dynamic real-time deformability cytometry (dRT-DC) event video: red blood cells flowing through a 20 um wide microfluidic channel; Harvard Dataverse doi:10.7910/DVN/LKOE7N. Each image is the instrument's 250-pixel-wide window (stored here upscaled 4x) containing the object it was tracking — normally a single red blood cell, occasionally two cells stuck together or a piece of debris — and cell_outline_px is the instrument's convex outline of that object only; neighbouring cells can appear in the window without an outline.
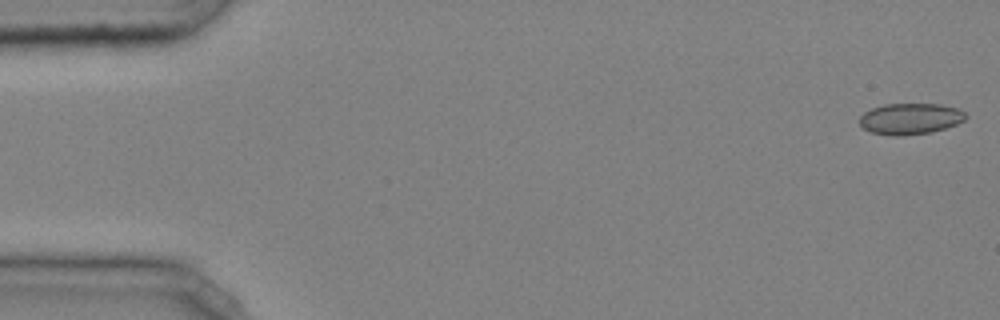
{"species": "common noctule bat (a hibernating species)", "species_latin": "Nyctalus noctula", "temperature_condition": "cold", "stored_images_in_passage": 45, "camera_frame_rate_fps": 3000, "um_per_image_px": 0.085, "animal": {"sex": "male", "body_mass_g": 20.4}, "frame": {"image": 1, "passage_image": 1, "time_ms": 0.0, "image_size_px": [1000, 320], "cell_outline_px": [[968, 116], [964, 120], [956, 124], [932, 132], [904, 136], [892, 136], [872, 132], [864, 128], [860, 124], [860, 116], [864, 112], [872, 108], [884, 104], [940, 104], [960, 108]], "centroid_in_image_um": [77.39, 10.09], "position_along_channel_um": 7.6, "area_um2": 19.36}}
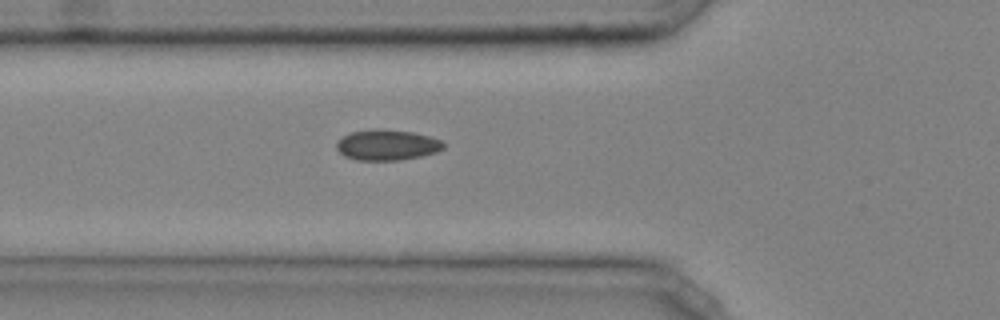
{"frame": {"image": 2, "passage_image": 17, "time_ms": 5.333, "image_size_px": [1000, 320], "cell_outline_px": [[444, 148], [436, 152], [420, 156], [400, 160], [356, 160], [344, 156], [336, 148], [336, 144], [344, 136], [352, 132], [372, 128], [376, 128], [412, 132], [428, 136], [440, 140], [444, 144]], "centroid_in_image_um": [32.88, 12.32], "position_along_channel_um": 92.9, "area_um2": 18.96}}
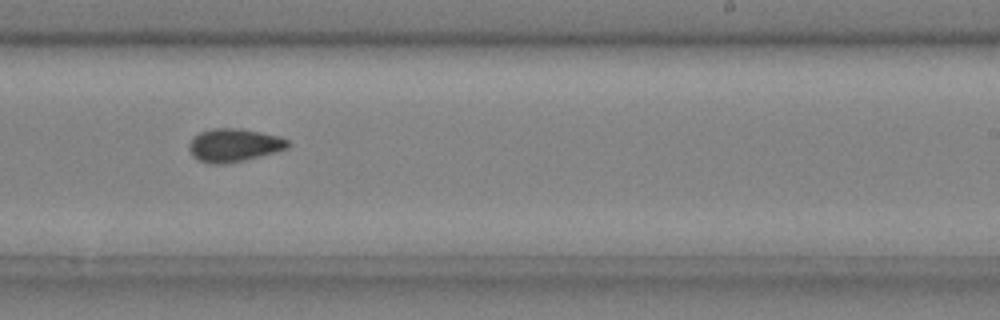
{"frame": {"image": 3, "passage_image": 30, "time_ms": 9.667, "image_size_px": [1000, 320], "cell_outline_px": [[292, 144], [288, 148], [260, 156], [244, 160], [220, 164], [212, 164], [200, 160], [192, 156], [188, 148], [188, 144], [200, 132], [212, 128], [240, 128], [280, 136], [288, 140]], "centroid_in_image_um": [19.91, 12.33], "position_along_channel_um": 269.1, "area_um2": 19.02}, "authors_computed_cell_mechanics": {"area_um2": 18.8428, "velocity_mm_per_s": 4.0679, "shape_relaxation_time_tau1_ms": null, "shape_relaxation_time_tau2_ms": 4.0488, "deformation_change_tau1": null, "deformation_change_tau2": 0.0661}}